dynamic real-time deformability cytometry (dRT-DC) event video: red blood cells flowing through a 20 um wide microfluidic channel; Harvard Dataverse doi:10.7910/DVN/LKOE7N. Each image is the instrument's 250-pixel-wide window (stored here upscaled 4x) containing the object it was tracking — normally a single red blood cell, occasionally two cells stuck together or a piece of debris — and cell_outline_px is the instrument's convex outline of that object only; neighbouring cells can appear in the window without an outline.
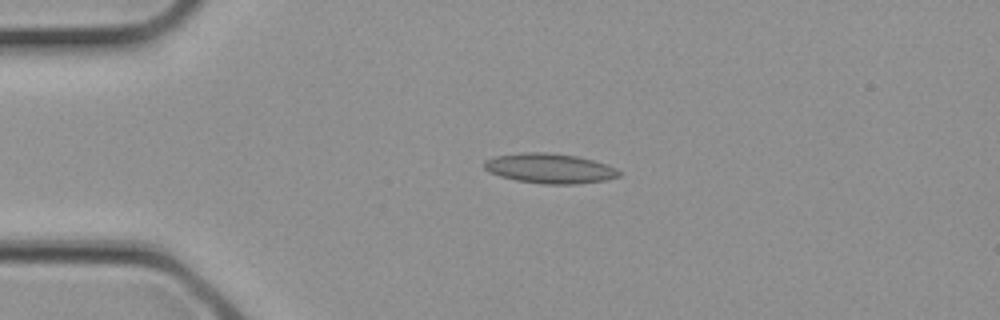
{"species": "common noctule bat (a hibernating species)", "species_latin": "Nyctalus noctula", "temperature_condition": "cold", "stored_images_in_passage": 2, "camera_frame_rate_fps": 3000, "um_per_image_px": 0.085, "animal": {"sex": "female", "body_mass_g": 21.9}, "frame": {"image": 1, "passage_image": 1, "time_ms": 0.0, "image_size_px": [1000, 320], "cell_outline_px": [[620, 176], [608, 180], [580, 184], [544, 184], [516, 180], [500, 176], [488, 172], [484, 168], [484, 160], [496, 156], [524, 152], [544, 152], [576, 156], [608, 164], [616, 168], [620, 172]], "centroid_in_image_um": [46.74, 14.32], "position_along_channel_um": 38.3, "area_um2": 23.58}}
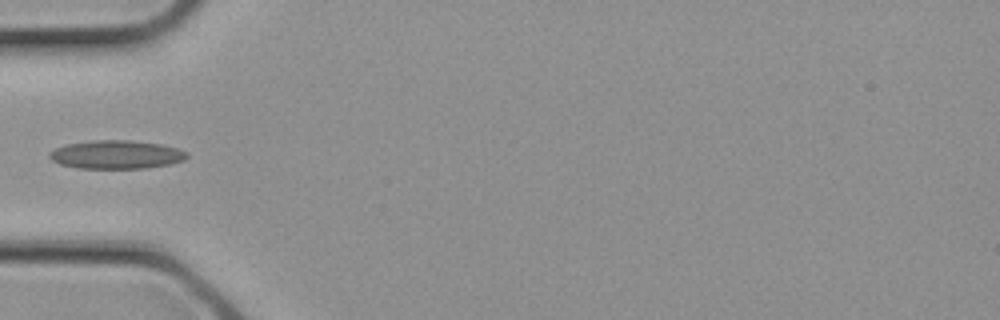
{"frame": {"image": 2, "passage_image": 2, "time_ms": 0.333, "image_size_px": [1000, 320], "cell_outline_px": [[188, 156], [184, 160], [168, 164], [144, 168], [80, 168], [60, 164], [52, 160], [48, 156], [48, 152], [64, 144], [92, 140], [132, 140], [160, 144], [176, 148], [184, 152]], "centroid_in_image_um": [9.83, 13.13], "position_along_channel_um": 75.2, "area_um2": 22.66}}